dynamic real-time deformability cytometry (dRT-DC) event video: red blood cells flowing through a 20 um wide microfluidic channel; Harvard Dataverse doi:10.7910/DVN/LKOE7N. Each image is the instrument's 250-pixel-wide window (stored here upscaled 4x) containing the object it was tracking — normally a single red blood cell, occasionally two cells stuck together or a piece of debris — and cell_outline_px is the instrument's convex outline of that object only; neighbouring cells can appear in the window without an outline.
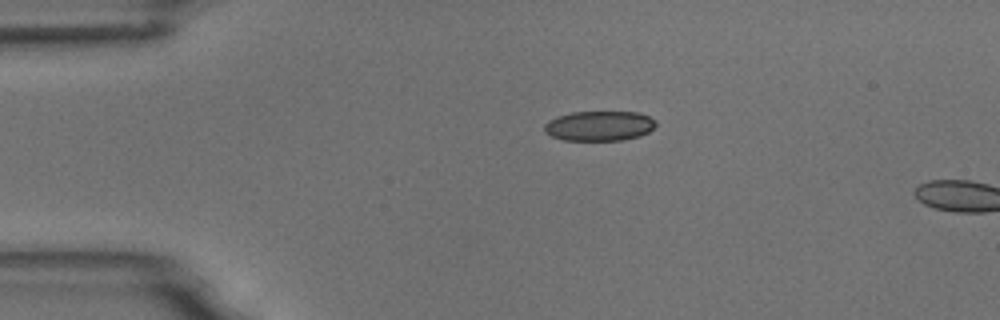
{"species": "common noctule bat (a hibernating species)", "species_latin": "Nyctalus noctula", "temperature_condition": "room temperature", "stored_images_in_passage": 4, "camera_frame_rate_fps": 3000, "um_per_image_px": 0.085, "animal": {"sex": "male", "body_mass_g": 18.8}, "frame": {"image": 1, "passage_image": 4, "time_ms": 3.667, "image_size_px": [1000, 320], "cell_outline_px": [[656, 124], [648, 132], [640, 136], [624, 140], [564, 140], [552, 136], [544, 132], [544, 124], [560, 116], [572, 112], [640, 112], [656, 120]], "centroid_in_image_um": [50.98, 10.7], "position_along_channel_um": 34.0, "area_um2": 19.31}}